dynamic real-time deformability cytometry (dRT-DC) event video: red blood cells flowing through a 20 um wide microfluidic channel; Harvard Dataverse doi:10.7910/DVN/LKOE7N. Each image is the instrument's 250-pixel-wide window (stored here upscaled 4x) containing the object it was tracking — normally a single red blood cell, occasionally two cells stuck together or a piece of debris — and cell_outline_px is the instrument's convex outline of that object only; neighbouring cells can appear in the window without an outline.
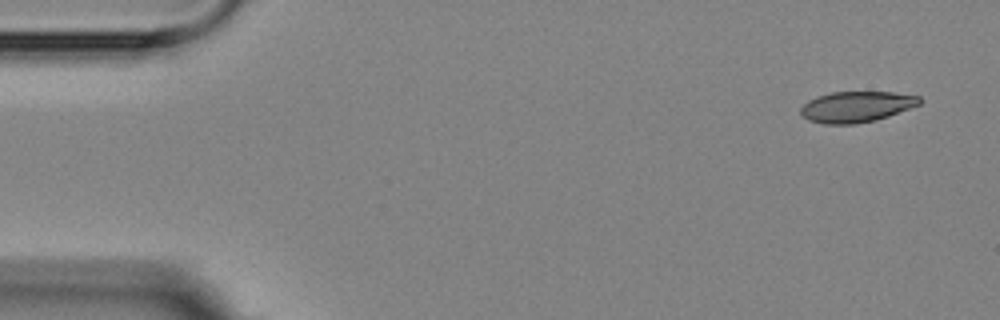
{"species": "Egyptian fruit bat (a non-hibernating species)", "species_latin": "Rousettus aegyptiacus", "temperature_condition": "room temperature", "stored_images_in_passage": 4, "camera_frame_rate_fps": 3000, "um_per_image_px": 0.085, "animal": {"sex": "female"}, "frame": {"image": 1, "passage_image": 1, "time_ms": 0.0, "image_size_px": [1000, 320], "cell_outline_px": [[924, 100], [920, 104], [888, 116], [876, 120], [856, 124], [824, 124], [808, 120], [800, 112], [800, 108], [808, 100], [832, 92], [892, 92], [920, 96]], "centroid_in_image_um": [72.82, 9.07], "position_along_channel_um": 12.2, "area_um2": 21.33}}
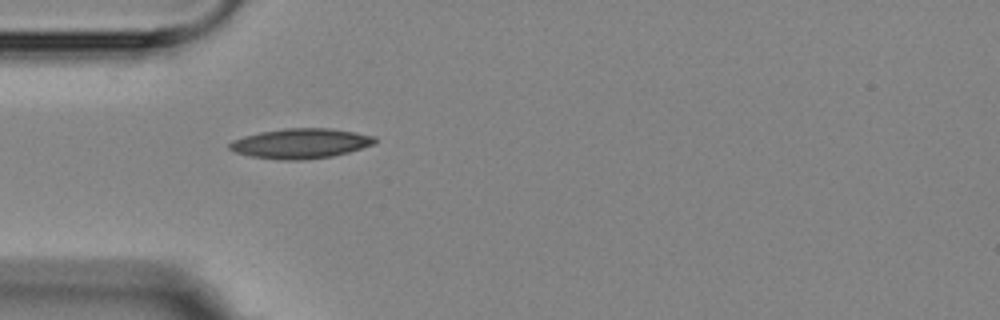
{"frame": {"image": 2, "passage_image": 4, "time_ms": 4.333, "image_size_px": [1000, 320], "cell_outline_px": [[376, 144], [348, 152], [332, 156], [304, 160], [276, 160], [248, 156], [236, 152], [228, 148], [228, 144], [232, 140], [244, 136], [260, 132], [284, 128], [332, 128], [356, 132], [376, 136]], "centroid_in_image_um": [25.55, 12.19], "position_along_channel_um": 59.4, "area_um2": 25.66}}